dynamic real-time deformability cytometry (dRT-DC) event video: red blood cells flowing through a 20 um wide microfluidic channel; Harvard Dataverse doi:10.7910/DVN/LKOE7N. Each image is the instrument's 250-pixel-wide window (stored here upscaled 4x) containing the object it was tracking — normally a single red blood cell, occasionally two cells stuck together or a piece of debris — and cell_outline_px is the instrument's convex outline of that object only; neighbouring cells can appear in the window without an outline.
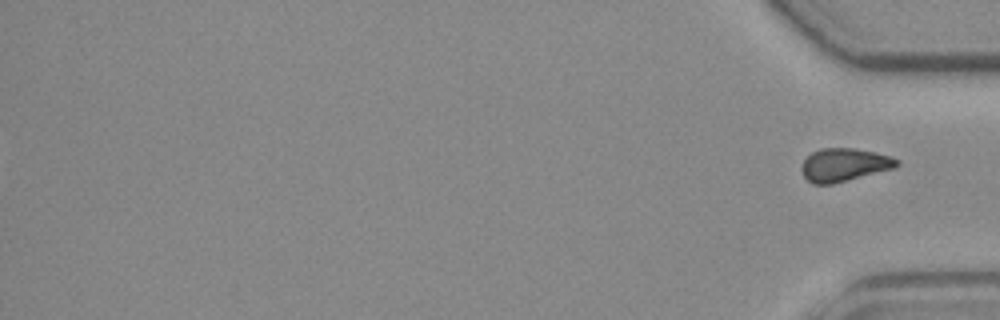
{"species": "common noctule bat (a hibernating species)", "species_latin": "Nyctalus noctula", "temperature_condition": "room temperature", "stored_images_in_passage": 15, "segment_of_instrument_passage": [2, 2], "camera_frame_rate_fps": 3000, "um_per_image_px": 0.085, "animal": {"sex": "female", "body_mass_g": 19.3, "forearm_length_mm": 54.1}, "frame": {"image": 1, "passage_image": 15, "time_ms": 19.0, "image_size_px": [1000, 320], "cell_outline_px": [[900, 164], [896, 168], [832, 184], [812, 184], [804, 176], [800, 168], [804, 160], [812, 152], [820, 148], [852, 148], [876, 152], [892, 156], [900, 160]], "centroid_in_image_um": [71.79, 14.01], "position_along_channel_um": 363.4, "area_um2": 18.55}}